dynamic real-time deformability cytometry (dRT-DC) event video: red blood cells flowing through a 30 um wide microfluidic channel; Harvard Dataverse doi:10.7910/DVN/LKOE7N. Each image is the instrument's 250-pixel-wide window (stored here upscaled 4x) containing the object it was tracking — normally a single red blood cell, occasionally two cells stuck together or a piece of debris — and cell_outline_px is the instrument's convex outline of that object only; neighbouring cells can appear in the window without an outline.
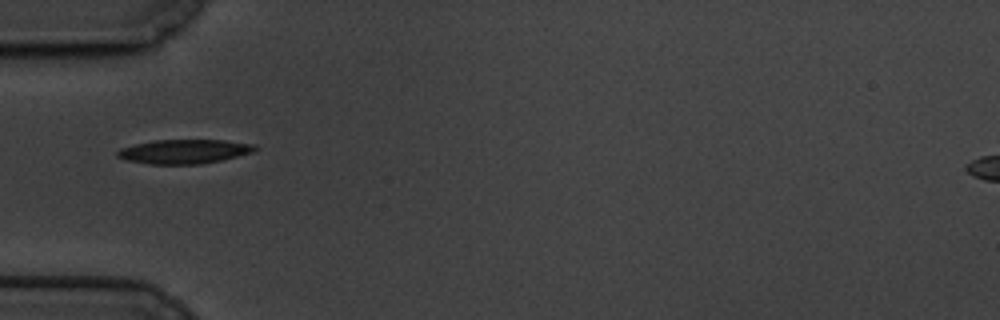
{"species": "common noctule bat (a hibernating species)", "species_latin": "Nyctalus noctula", "temperature_condition": "cold", "stored_images_in_passage": 41, "camera_frame_rate_fps": 3000, "um_per_image_px": 0.085, "animal": {"sex": "male", "body_mass_g": 19.5, "forearm_length_mm": 54.6}, "frame": {"image": 1, "passage_image": 1, "time_ms": 0.0, "image_size_px": [1000, 320], "cell_outline_px": [[256, 148], [252, 152], [220, 160], [200, 164], [148, 164], [124, 160], [116, 156], [116, 152], [120, 148], [152, 140], [224, 140], [256, 144]], "centroid_in_image_um": [15.6, 12.87], "position_along_channel_um": 69.4, "area_um2": 19.36}}
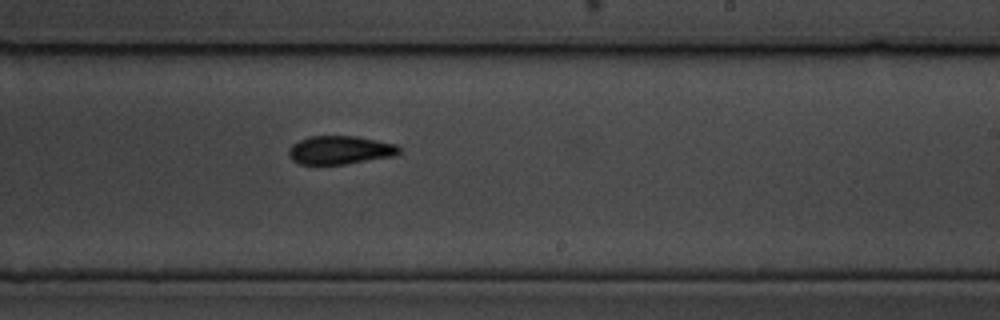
{"frame": {"image": 2, "passage_image": 18, "time_ms": 5.667, "image_size_px": [1000, 320], "cell_outline_px": [[400, 152], [396, 156], [344, 164], [300, 164], [292, 160], [288, 156], [288, 148], [292, 144], [308, 136], [356, 136], [396, 144], [400, 148]], "centroid_in_image_um": [28.89, 12.75], "position_along_channel_um": 260.1, "area_um2": 18.38}}
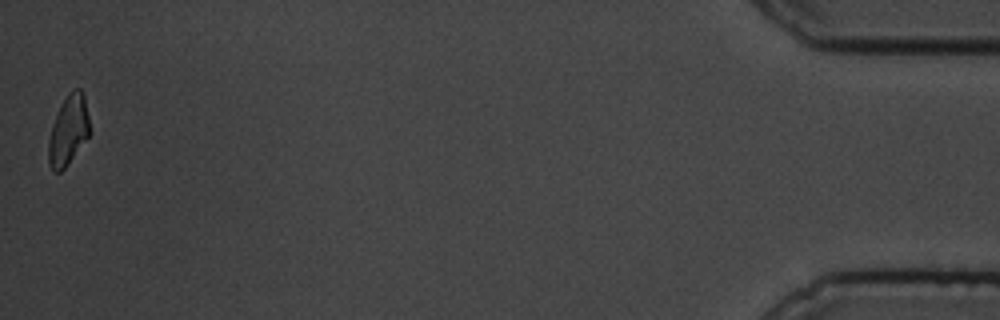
{"frame": {"image": 3, "passage_image": 41, "time_ms": 13.333, "image_size_px": [1000, 320], "cell_outline_px": [[92, 132], [64, 168], [60, 172], [52, 172], [48, 164], [48, 140], [52, 124], [68, 92], [72, 88], [80, 88], [84, 92]], "centroid_in_image_um": [5.83, 11.06], "position_along_channel_um": 429.4, "area_um2": 16.99}, "authors_computed_cell_mechanics": {"area_um2": 18.3226, "velocity_mm_per_s": 3.375, "shape_relaxation_time_tau1_ms": 2.7227, "shape_relaxation_time_tau2_ms": 6.7651, "deformation_change_tau1": 0.1206, "deformation_change_tau2": 0.112}}